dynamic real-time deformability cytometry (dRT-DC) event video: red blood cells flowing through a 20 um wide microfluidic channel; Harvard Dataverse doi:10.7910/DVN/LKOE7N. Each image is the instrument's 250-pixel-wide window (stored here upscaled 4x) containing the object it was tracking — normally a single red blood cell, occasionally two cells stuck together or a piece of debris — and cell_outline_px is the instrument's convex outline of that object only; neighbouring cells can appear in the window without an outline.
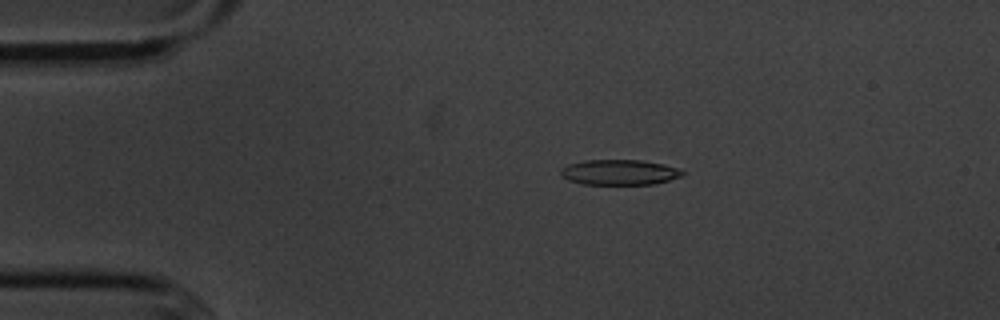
{"species": "common noctule bat (a hibernating species)", "species_latin": "Nyctalus noctula", "temperature_condition": "cold", "stored_images_in_passage": 55, "camera_frame_rate_fps": 3000, "um_per_image_px": 0.085, "animal": {"sex": "male", "body_mass_g": 20.1, "forearm_length_mm": 53.5}, "frame": {"image": 1, "passage_image": 11, "time_ms": 3.333, "image_size_px": [1000, 320], "cell_outline_px": [[684, 172], [680, 176], [668, 180], [652, 184], [584, 184], [568, 180], [560, 176], [560, 168], [568, 164], [584, 160], [640, 160], [664, 164], [680, 168]], "centroid_in_image_um": [52.61, 14.63], "position_along_channel_um": 32.4, "area_um2": 17.98}}
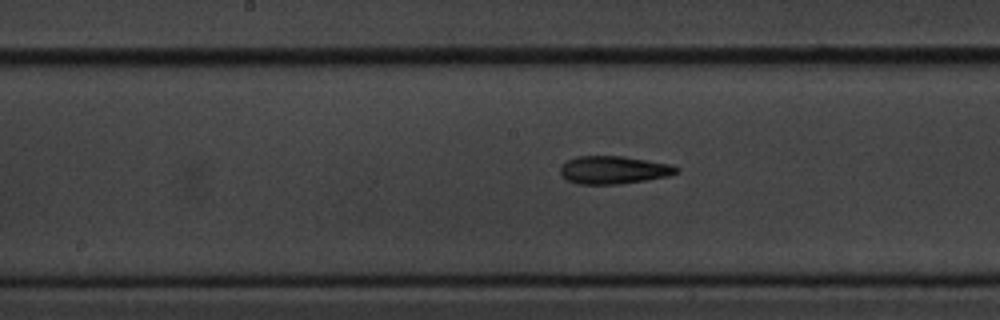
{"frame": {"image": 2, "passage_image": 28, "time_ms": 9.0, "image_size_px": [1000, 320], "cell_outline_px": [[680, 168], [676, 172], [668, 176], [620, 184], [580, 184], [568, 180], [560, 172], [560, 168], [568, 160], [576, 156], [624, 156], [672, 164]], "centroid_in_image_um": [52.18, 14.43], "position_along_channel_um": 196.0, "area_um2": 18.73}}
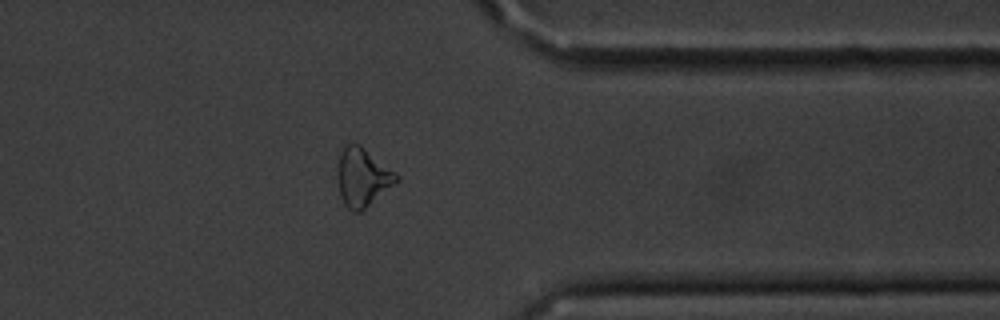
{"frame": {"image": 3, "passage_image": 44, "time_ms": 14.333, "image_size_px": [1000, 320], "cell_outline_px": [[400, 180], [360, 212], [352, 212], [344, 204], [340, 196], [336, 176], [340, 152], [344, 144], [360, 144], [396, 172], [400, 176]], "centroid_in_image_um": [30.81, 15.06], "position_along_channel_um": 380.6, "area_um2": 20.29}, "authors_computed_cell_mechanics": {"area_um2": 18.6116, "velocity_mm_per_s": 3.6327, "shape_relaxation_time_tau1_ms": 8.3031, "shape_relaxation_time_tau2_ms": 5.2616, "deformation_change_tau1": 0.1889, "deformation_change_tau2": 0.1695}}